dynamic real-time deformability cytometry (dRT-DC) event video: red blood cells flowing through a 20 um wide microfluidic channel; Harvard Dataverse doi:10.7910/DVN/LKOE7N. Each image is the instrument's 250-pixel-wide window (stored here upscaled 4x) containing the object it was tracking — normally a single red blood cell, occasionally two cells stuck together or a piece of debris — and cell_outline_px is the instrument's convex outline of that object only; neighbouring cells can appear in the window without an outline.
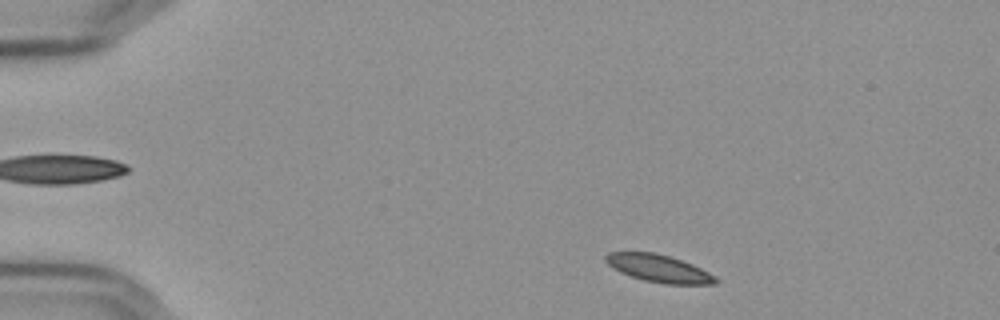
{"species": "Egyptian fruit bat (a non-hibernating species)", "species_latin": "Rousettus aegyptiacus", "temperature_condition": "cold", "stored_images_in_passage": 50, "camera_frame_rate_fps": 3000, "um_per_image_px": 0.085, "frame": {"image": 1, "passage_image": 3, "time_ms": 0.667, "image_size_px": [1000, 320], "cell_outline_px": [[720, 280], [716, 284], [664, 284], [644, 280], [620, 272], [612, 268], [604, 260], [604, 256], [608, 252], [656, 252], [692, 264], [716, 276]], "centroid_in_image_um": [55.99, 22.82], "position_along_channel_um": 29.0, "area_um2": 17.63}}
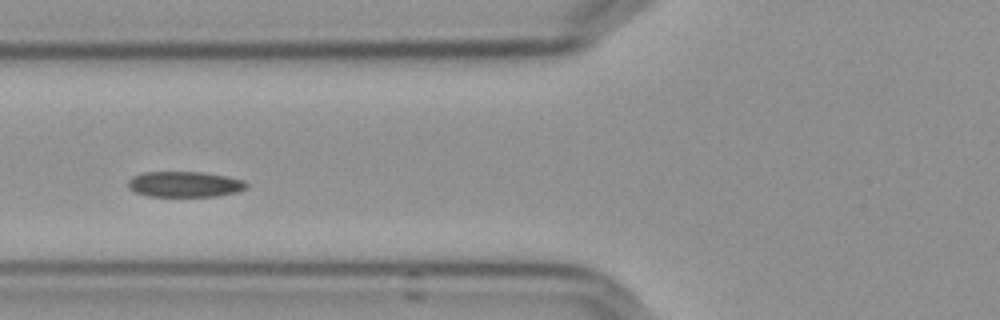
{"frame": {"image": 2, "passage_image": 16, "time_ms": 5.0, "image_size_px": [1000, 320], "cell_outline_px": [[248, 184], [244, 188], [236, 192], [216, 196], [148, 196], [136, 192], [128, 188], [128, 180], [132, 176], [144, 172], [200, 172], [228, 176], [244, 180]], "centroid_in_image_um": [15.68, 15.65], "position_along_channel_um": 110.1, "area_um2": 17.63}}
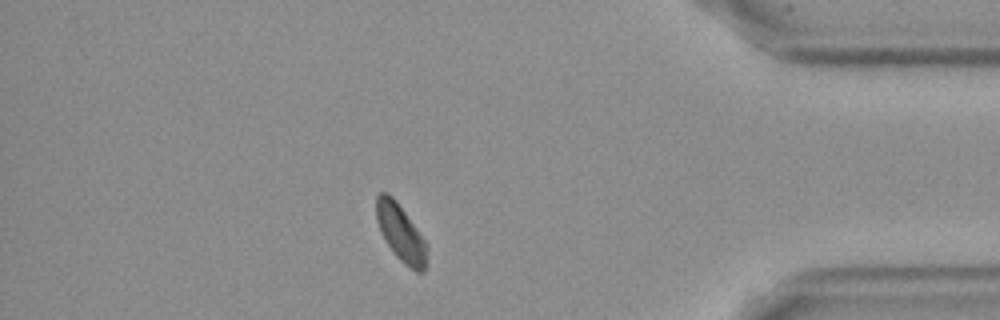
{"frame": {"image": 3, "passage_image": 43, "time_ms": 14.0, "image_size_px": [1000, 320], "cell_outline_px": [[428, 264], [424, 272], [416, 272], [404, 264], [396, 256], [380, 232], [376, 220], [376, 196], [380, 192], [388, 192], [396, 200], [428, 244]], "centroid_in_image_um": [34.09, 19.82], "position_along_channel_um": 401.1, "area_um2": 17.11}, "authors_computed_cell_mechanics": {"area_um2": 17.8024, "velocity_mm_per_s": 3.5907, "shape_relaxation_time_tau1_ms": 4.848, "shape_relaxation_time_tau2_ms": 4.4227, "deformation_change_tau1": 0.0936, "deformation_change_tau2": 0.0646}}